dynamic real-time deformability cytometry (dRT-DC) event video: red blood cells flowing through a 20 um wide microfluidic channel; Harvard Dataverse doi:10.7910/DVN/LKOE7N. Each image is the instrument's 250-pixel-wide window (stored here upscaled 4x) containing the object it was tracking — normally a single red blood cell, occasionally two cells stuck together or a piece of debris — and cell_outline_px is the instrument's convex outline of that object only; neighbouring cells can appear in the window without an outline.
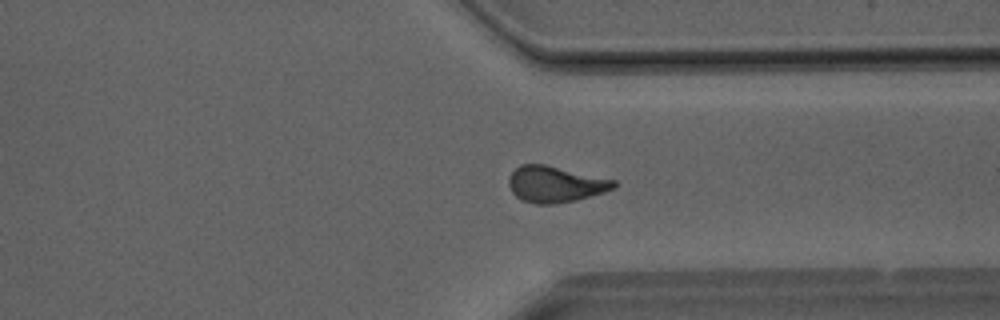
{"species": "Egyptian fruit bat (a non-hibernating species)", "species_latin": "Rousettus aegyptiacus", "temperature_condition": "room temperature", "stored_images_in_passage": 41, "camera_frame_rate_fps": 3000, "um_per_image_px": 0.085, "animal": {"sex": "male"}, "frame": {"image": 1, "passage_image": 30, "time_ms": 9.667, "image_size_px": [1000, 320], "cell_outline_px": [[616, 188], [604, 192], [576, 200], [556, 204], [536, 204], [520, 200], [512, 192], [508, 184], [508, 176], [520, 164], [544, 164], [616, 180]], "centroid_in_image_um": [47.18, 15.66], "position_along_channel_um": 364.2, "area_um2": 22.25}}
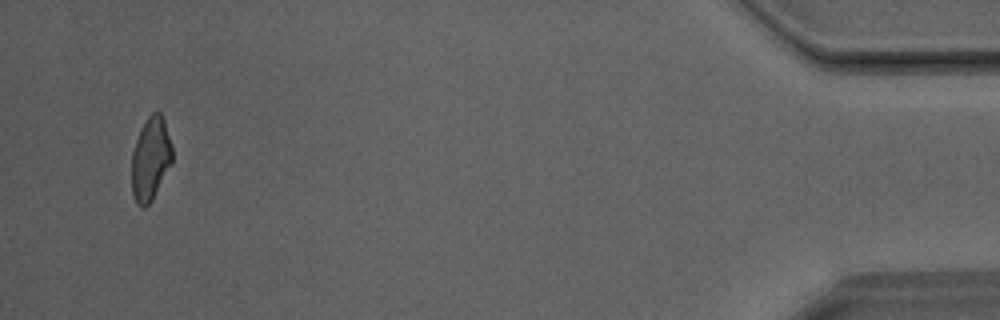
{"frame": {"image": 2, "passage_image": 41, "time_ms": 13.333, "image_size_px": [1000, 320], "cell_outline_px": [[172, 164], [152, 200], [144, 208], [140, 208], [136, 204], [132, 192], [132, 152], [140, 128], [148, 116], [152, 112], [160, 112], [164, 120], [172, 144]], "centroid_in_image_um": [12.8, 13.51], "position_along_channel_um": 422.4, "area_um2": 19.88}}